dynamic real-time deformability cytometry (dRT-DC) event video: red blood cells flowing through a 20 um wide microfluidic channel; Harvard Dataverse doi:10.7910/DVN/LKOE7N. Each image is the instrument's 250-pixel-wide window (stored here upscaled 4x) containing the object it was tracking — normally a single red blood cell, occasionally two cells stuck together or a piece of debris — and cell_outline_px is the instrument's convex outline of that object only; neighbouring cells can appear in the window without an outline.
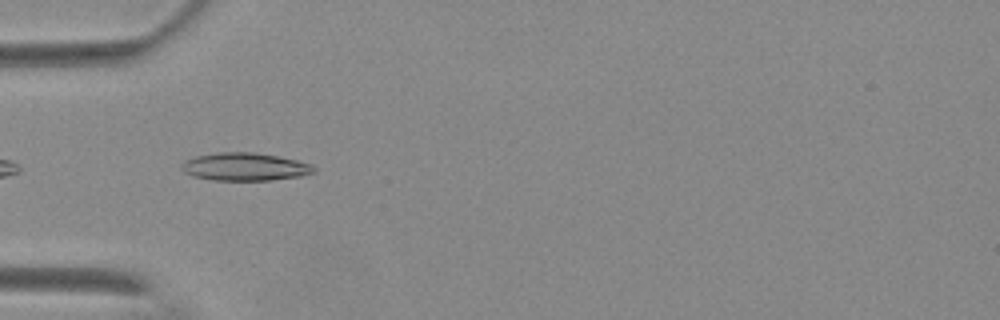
{"species": "Egyptian fruit bat (a non-hibernating species)", "species_latin": "Rousettus aegyptiacus", "temperature_condition": "warm", "stored_images_in_passage": 2, "camera_frame_rate_fps": 3000, "um_per_image_px": 0.085, "animal": {"sex": "female"}, "frame": {"image": 1, "passage_image": 1, "time_ms": 0.0, "image_size_px": [1000, 320], "cell_outline_px": [[316, 172], [300, 176], [268, 180], [212, 180], [196, 176], [184, 172], [180, 168], [180, 164], [184, 160], [196, 156], [216, 152], [256, 152], [296, 160], [308, 164], [316, 168]], "centroid_in_image_um": [20.77, 14.16], "position_along_channel_um": 64.2, "area_um2": 21.39}}
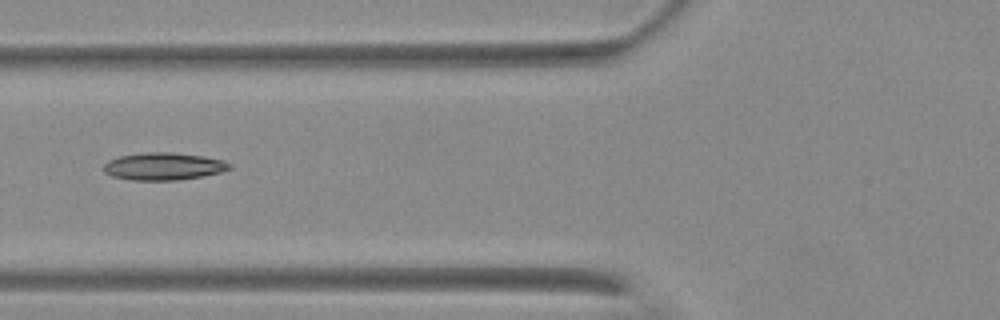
{"frame": {"image": 2, "passage_image": 2, "time_ms": 1.333, "image_size_px": [1000, 320], "cell_outline_px": [[232, 168], [220, 172], [204, 176], [176, 180], [132, 180], [112, 176], [104, 172], [104, 164], [108, 160], [120, 156], [144, 152], [172, 152], [204, 156], [224, 160], [232, 164]], "centroid_in_image_um": [13.93, 14.13], "position_along_channel_um": 111.9, "area_um2": 20.23}}